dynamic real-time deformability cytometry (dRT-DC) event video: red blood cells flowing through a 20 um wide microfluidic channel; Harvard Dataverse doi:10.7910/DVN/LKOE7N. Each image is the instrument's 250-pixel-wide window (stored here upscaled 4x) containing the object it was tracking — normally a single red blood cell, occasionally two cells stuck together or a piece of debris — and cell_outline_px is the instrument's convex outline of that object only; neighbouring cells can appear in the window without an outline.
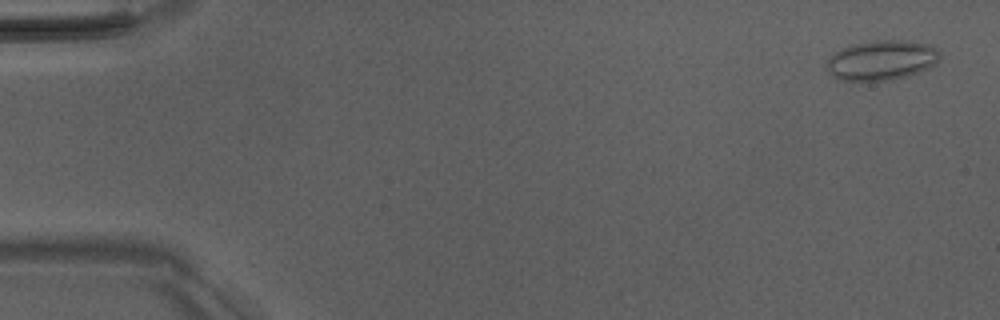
{"species": "Egyptian fruit bat (a non-hibernating species)", "species_latin": "Rousettus aegyptiacus", "temperature_condition": "room temperature", "stored_images_in_passage": 4, "camera_frame_rate_fps": 3000, "um_per_image_px": 0.085, "animal": {"sex": "male"}, "frame": {"image": 1, "passage_image": 4, "time_ms": 3.667, "image_size_px": [1000, 320], "cell_outline_px": [[940, 56], [936, 64], [928, 68], [892, 80], [840, 80], [832, 76], [828, 68], [828, 60], [840, 48], [872, 40], [908, 40], [928, 44], [936, 48], [940, 52]], "centroid_in_image_um": [74.97, 5.1], "position_along_channel_um": 10.0, "area_um2": 26.01}}